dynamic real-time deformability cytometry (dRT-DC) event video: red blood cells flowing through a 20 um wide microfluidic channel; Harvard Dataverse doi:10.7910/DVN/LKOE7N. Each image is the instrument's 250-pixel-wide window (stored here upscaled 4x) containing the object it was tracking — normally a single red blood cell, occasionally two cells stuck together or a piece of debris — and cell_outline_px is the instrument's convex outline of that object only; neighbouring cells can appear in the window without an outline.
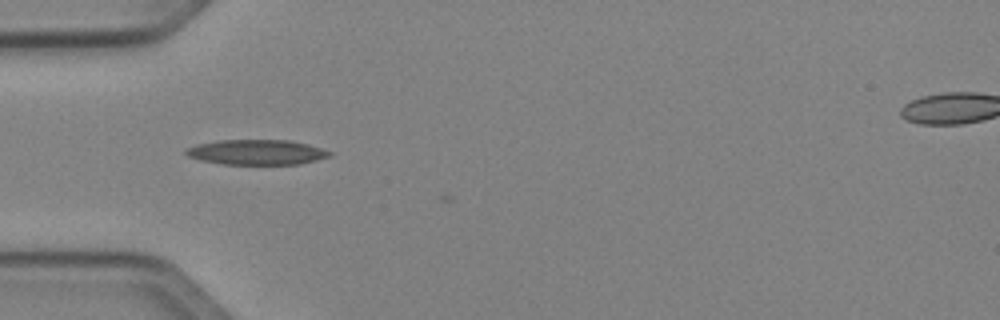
{"species": "Egyptian fruit bat (a non-hibernating species)", "species_latin": "Rousettus aegyptiacus", "temperature_condition": "cold", "stored_images_in_passage": 4, "camera_frame_rate_fps": 3000, "um_per_image_px": 0.085, "animal": {"sex": "female"}, "frame": {"image": 1, "passage_image": 2, "time_ms": 0.333, "image_size_px": [1000, 320], "cell_outline_px": [[332, 156], [300, 164], [224, 164], [200, 160], [188, 156], [184, 152], [184, 148], [196, 144], [216, 140], [288, 140], [308, 144], [332, 152]], "centroid_in_image_um": [21.78, 12.93], "position_along_channel_um": 63.2, "area_um2": 21.1}}